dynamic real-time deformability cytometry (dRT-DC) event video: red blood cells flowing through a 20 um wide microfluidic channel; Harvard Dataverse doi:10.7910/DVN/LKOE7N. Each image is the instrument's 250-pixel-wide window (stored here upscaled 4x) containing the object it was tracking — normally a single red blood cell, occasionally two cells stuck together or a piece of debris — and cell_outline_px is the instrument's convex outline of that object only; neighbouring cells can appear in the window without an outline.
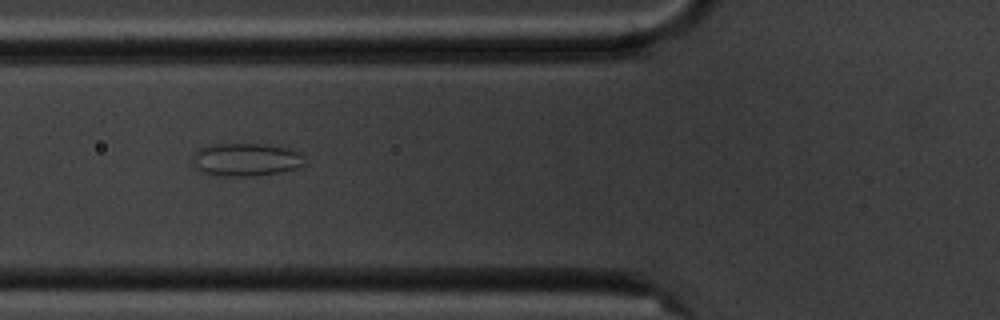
{"species": "common noctule bat (a hibernating species)", "species_latin": "Nyctalus noctula", "temperature_condition": "cold", "stored_images_in_passage": 3, "camera_frame_rate_fps": 3000, "um_per_image_px": 0.085, "animal": {"sex": "male", "body_mass_g": 20.1, "forearm_length_mm": 53.5}, "frame": {"image": 1, "passage_image": 2, "time_ms": 1.333, "image_size_px": [1000, 320], "cell_outline_px": [[304, 164], [296, 168], [276, 172], [248, 176], [220, 176], [200, 172], [196, 168], [196, 152], [200, 148], [216, 144], [260, 144], [288, 148], [300, 152], [304, 156]], "centroid_in_image_um": [20.94, 13.57], "position_along_channel_um": 104.9, "area_um2": 21.04}}
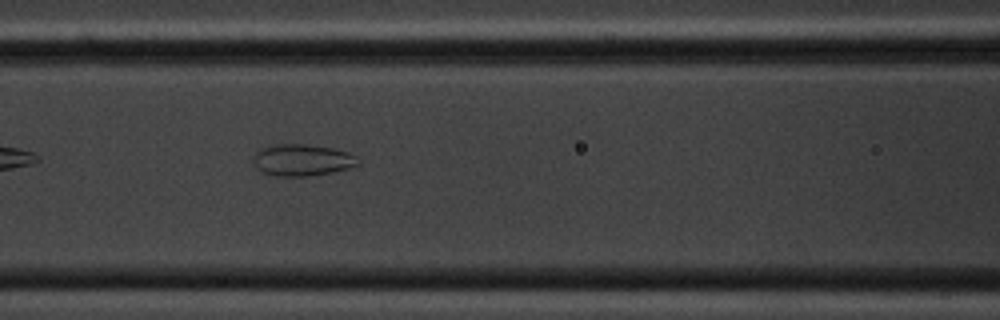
{"frame": {"image": 2, "passage_image": 3, "time_ms": 2.333, "image_size_px": [1000, 320], "cell_outline_px": [[360, 164], [348, 168], [332, 172], [308, 176], [276, 176], [264, 172], [256, 168], [256, 152], [260, 148], [276, 144], [308, 144], [332, 148], [348, 152], [356, 156], [360, 160]], "centroid_in_image_um": [25.73, 13.6], "position_along_channel_um": 140.9, "area_um2": 19.19}}